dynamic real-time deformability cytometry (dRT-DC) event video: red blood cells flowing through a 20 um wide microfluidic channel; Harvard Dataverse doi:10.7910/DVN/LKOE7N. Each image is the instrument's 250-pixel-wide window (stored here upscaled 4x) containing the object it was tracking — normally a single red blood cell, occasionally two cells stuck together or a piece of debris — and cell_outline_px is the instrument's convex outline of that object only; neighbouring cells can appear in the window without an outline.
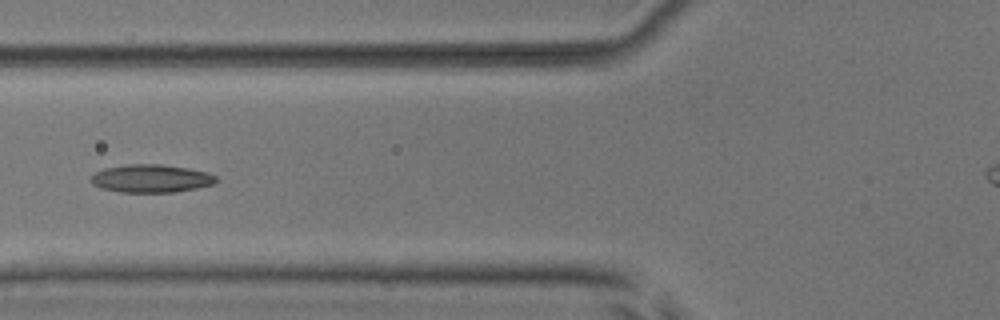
{"species": "common noctule bat (a hibernating species)", "species_latin": "Nyctalus noctula", "temperature_condition": "room temperature", "stored_images_in_passage": 6, "camera_frame_rate_fps": 3000, "um_per_image_px": 0.085, "animal": {"sex": "male", "body_mass_g": 17.9, "forearm_length_mm": 54.2}, "frame": {"image": 1, "passage_image": 6, "time_ms": 6.0, "image_size_px": [1000, 320], "cell_outline_px": [[216, 180], [212, 184], [196, 188], [172, 192], [120, 192], [100, 188], [92, 184], [88, 180], [96, 172], [104, 168], [128, 164], [160, 164], [188, 168], [208, 172], [216, 176]], "centroid_in_image_um": [12.8, 15.17], "position_along_channel_um": 113.0, "area_um2": 20.4}}